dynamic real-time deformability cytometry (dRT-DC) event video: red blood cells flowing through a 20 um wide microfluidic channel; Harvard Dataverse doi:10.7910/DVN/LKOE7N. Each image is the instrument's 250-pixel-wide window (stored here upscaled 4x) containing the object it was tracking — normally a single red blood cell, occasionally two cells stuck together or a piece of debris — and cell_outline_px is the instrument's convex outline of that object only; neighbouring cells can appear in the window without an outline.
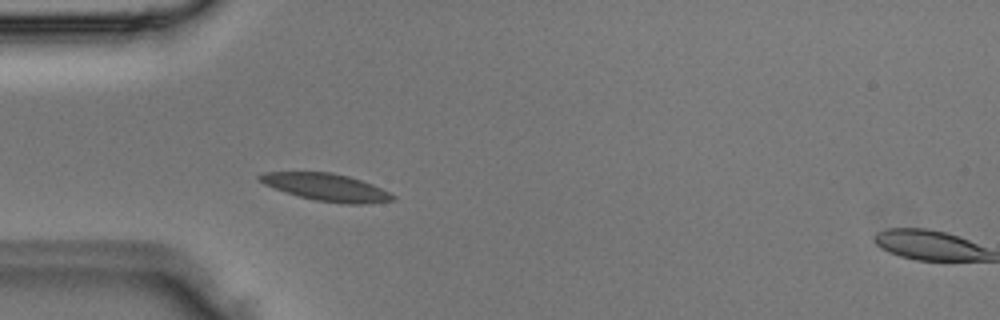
{"species": "Egyptian fruit bat (a non-hibernating species)", "species_latin": "Rousettus aegyptiacus", "temperature_condition": "room temperature", "stored_images_in_passage": 2, "segment_of_instrument_passage": [1, 2], "camera_frame_rate_fps": 3000, "um_per_image_px": 0.085, "animal": {"sex": "male"}, "frame": {"image": 1, "passage_image": 1, "time_ms": 0.0, "image_size_px": [1000, 320], "cell_outline_px": [[396, 200], [368, 204], [344, 204], [316, 200], [300, 196], [264, 184], [256, 176], [264, 172], [332, 172], [348, 176], [372, 184], [396, 196]], "centroid_in_image_um": [27.79, 15.92], "position_along_channel_um": 57.2, "area_um2": 20.98}}